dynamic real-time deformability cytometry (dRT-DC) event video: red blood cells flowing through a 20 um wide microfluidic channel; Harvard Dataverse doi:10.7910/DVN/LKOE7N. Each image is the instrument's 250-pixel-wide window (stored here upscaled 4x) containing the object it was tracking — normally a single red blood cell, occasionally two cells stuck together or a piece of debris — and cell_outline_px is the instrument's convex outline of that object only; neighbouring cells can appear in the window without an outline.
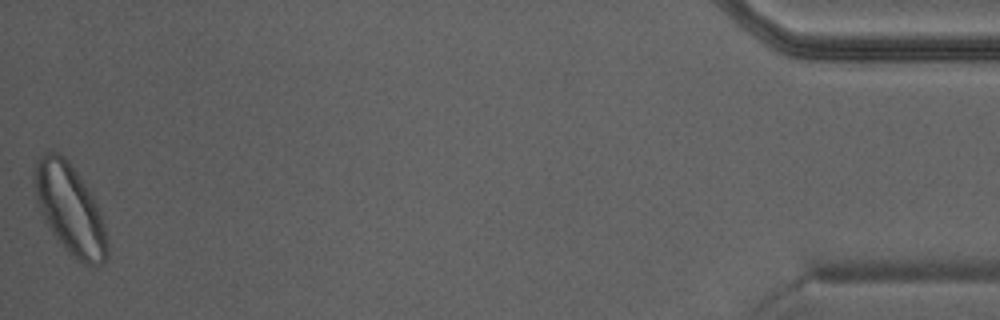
{"species": "Egyptian fruit bat (a non-hibernating species)", "species_latin": "Rousettus aegyptiacus", "temperature_condition": "warm", "stored_images_in_passage": 39, "camera_frame_rate_fps": 3000, "um_per_image_px": 0.085, "animal": {"sex": "male"}, "frame": {"image": 1, "passage_image": 39, "time_ms": 12.667, "image_size_px": [1000, 320], "cell_outline_px": [[108, 256], [100, 264], [92, 268], [84, 264], [68, 252], [64, 248], [48, 228], [36, 204], [32, 180], [32, 172], [36, 160], [40, 156], [48, 152], [56, 152], [64, 156], [68, 160], [92, 196], [100, 212], [108, 244]], "centroid_in_image_um": [5.89, 17.78], "position_along_channel_um": 429.3, "area_um2": 38.26}}